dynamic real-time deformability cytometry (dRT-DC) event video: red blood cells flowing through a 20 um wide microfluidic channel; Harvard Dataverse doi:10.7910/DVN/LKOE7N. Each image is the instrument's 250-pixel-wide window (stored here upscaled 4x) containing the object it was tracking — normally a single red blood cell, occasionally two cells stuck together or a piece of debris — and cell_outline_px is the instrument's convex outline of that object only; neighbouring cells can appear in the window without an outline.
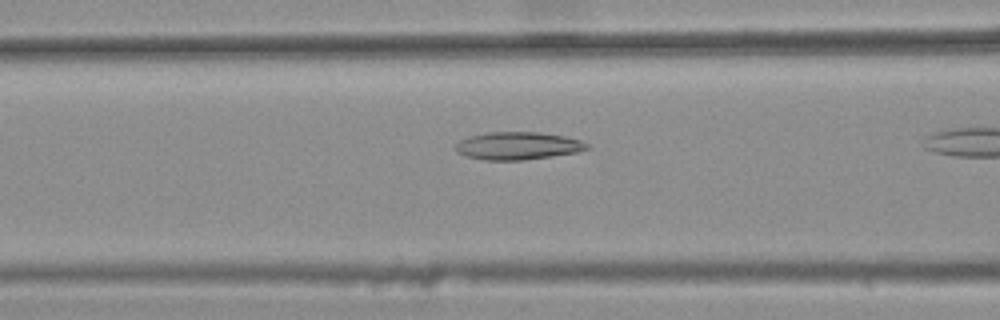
{"species": "common noctule bat (a hibernating species)", "species_latin": "Nyctalus noctula", "temperature_condition": "warm", "stored_images_in_passage": 32, "camera_frame_rate_fps": 3000, "um_per_image_px": 0.085, "animal": {"sex": "female", "body_mass_g": 25.1}, "frame": {"image": 1, "passage_image": 11, "time_ms": 3.333, "image_size_px": [1000, 320], "cell_outline_px": [[592, 148], [576, 152], [552, 156], [524, 160], [484, 160], [464, 156], [456, 152], [452, 148], [460, 140], [468, 136], [488, 132], [540, 132], [564, 136], [580, 140], [588, 144]], "centroid_in_image_um": [43.97, 12.39], "position_along_channel_um": 122.6, "area_um2": 21.44}}
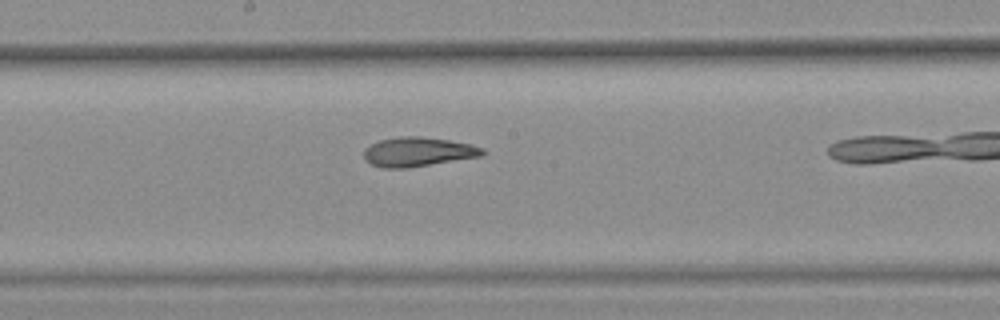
{"frame": {"image": 2, "passage_image": 18, "time_ms": 5.667, "image_size_px": [1000, 320], "cell_outline_px": [[488, 152], [484, 156], [408, 168], [384, 168], [372, 164], [364, 160], [364, 148], [380, 140], [400, 136], [420, 136], [448, 140], [472, 144], [484, 148]], "centroid_in_image_um": [35.58, 12.91], "position_along_channel_um": 212.6, "area_um2": 20.52}}
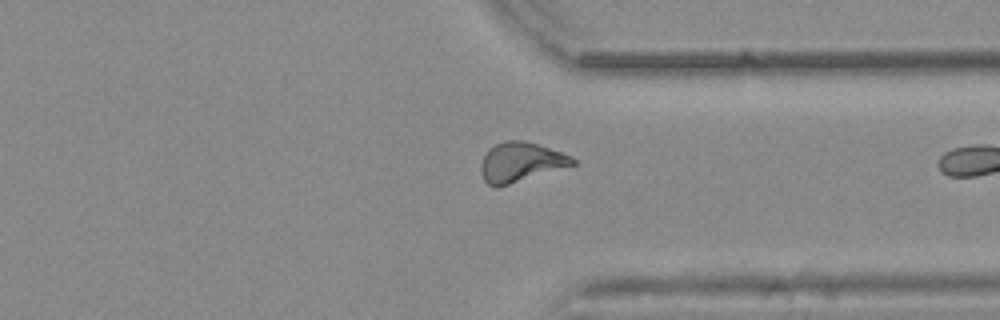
{"frame": {"image": 3, "passage_image": 30, "time_ms": 9.667, "image_size_px": [1000, 320], "cell_outline_px": [[576, 164], [496, 188], [488, 184], [484, 180], [480, 172], [480, 164], [488, 148], [504, 140], [524, 140], [572, 156], [576, 160]], "centroid_in_image_um": [44.21, 13.78], "position_along_channel_um": 367.2, "area_um2": 21.04}}